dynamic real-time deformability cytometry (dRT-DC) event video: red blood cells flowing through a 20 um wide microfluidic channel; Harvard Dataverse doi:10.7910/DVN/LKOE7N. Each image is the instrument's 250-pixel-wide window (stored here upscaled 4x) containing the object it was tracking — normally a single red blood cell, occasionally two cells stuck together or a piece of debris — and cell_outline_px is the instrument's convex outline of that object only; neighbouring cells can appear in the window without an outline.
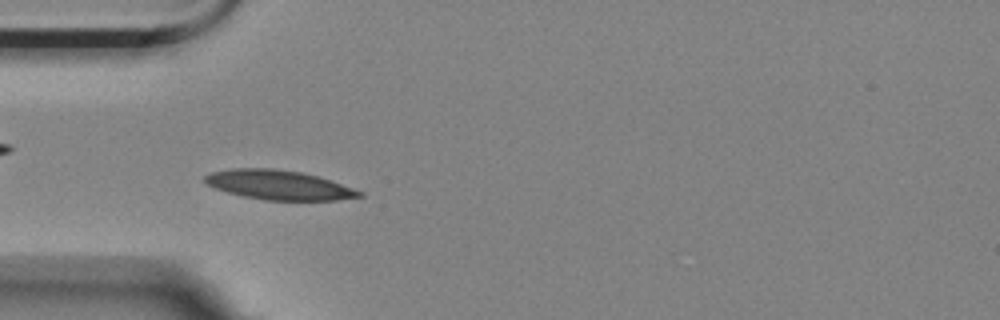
{"species": "Egyptian fruit bat (a non-hibernating species)", "species_latin": "Rousettus aegyptiacus", "temperature_condition": "room temperature", "stored_images_in_passage": 2, "camera_frame_rate_fps": 3000, "um_per_image_px": 0.085, "animal": {"sex": "female"}, "frame": {"image": 1, "passage_image": 1, "time_ms": 0.0, "image_size_px": [1000, 320], "cell_outline_px": [[364, 196], [336, 200], [264, 200], [244, 196], [228, 192], [204, 184], [204, 176], [212, 172], [232, 168], [272, 168], [300, 172], [316, 176], [364, 192]], "centroid_in_image_um": [23.66, 15.72], "position_along_channel_um": 61.3, "area_um2": 26.24}}
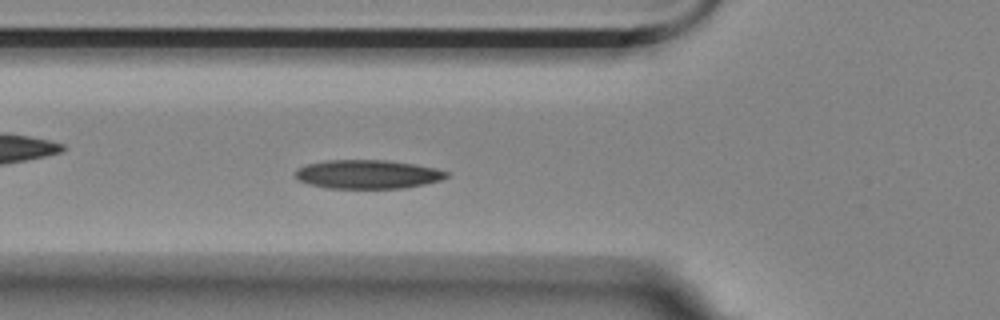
{"frame": {"image": 2, "passage_image": 2, "time_ms": 0.333, "image_size_px": [1000, 320], "cell_outline_px": [[452, 176], [440, 180], [424, 184], [404, 188], [324, 188], [308, 184], [296, 180], [296, 168], [308, 164], [328, 160], [388, 160], [416, 164], [436, 168], [448, 172]], "centroid_in_image_um": [31.26, 14.81], "position_along_channel_um": 94.5, "area_um2": 25.61}}